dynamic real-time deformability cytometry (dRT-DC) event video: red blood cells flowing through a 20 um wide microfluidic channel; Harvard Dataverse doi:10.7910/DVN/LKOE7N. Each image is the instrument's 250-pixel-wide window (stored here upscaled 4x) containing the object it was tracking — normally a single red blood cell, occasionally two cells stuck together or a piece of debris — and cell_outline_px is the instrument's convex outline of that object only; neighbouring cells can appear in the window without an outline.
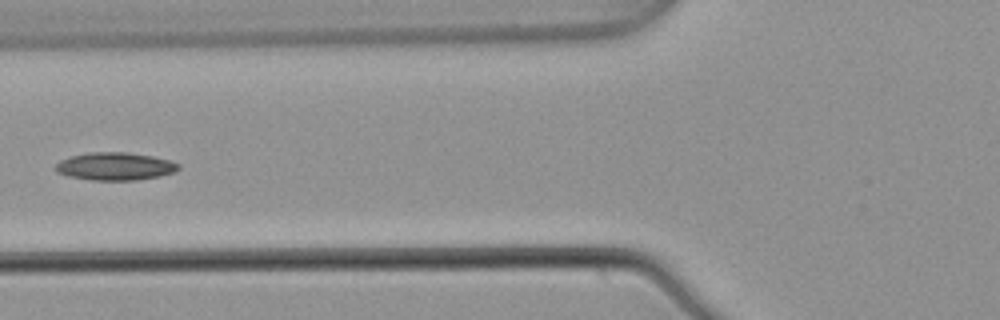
{"species": "common noctule bat (a hibernating species)", "species_latin": "Nyctalus noctula", "temperature_condition": "warm", "stored_images_in_passage": 6, "camera_frame_rate_fps": 3000, "um_per_image_px": 0.085, "animal": {"sex": "male", "body_mass_g": 21.5, "forearm_length_mm": 52.0}, "frame": {"image": 1, "passage_image": 6, "time_ms": 1.667, "image_size_px": [1000, 320], "cell_outline_px": [[180, 168], [172, 172], [160, 176], [136, 180], [92, 180], [68, 176], [56, 172], [56, 164], [60, 160], [72, 156], [88, 152], [128, 152], [152, 156], [168, 160], [180, 164]], "centroid_in_image_um": [9.77, 14.13], "position_along_channel_um": 116.0, "area_um2": 19.83}}